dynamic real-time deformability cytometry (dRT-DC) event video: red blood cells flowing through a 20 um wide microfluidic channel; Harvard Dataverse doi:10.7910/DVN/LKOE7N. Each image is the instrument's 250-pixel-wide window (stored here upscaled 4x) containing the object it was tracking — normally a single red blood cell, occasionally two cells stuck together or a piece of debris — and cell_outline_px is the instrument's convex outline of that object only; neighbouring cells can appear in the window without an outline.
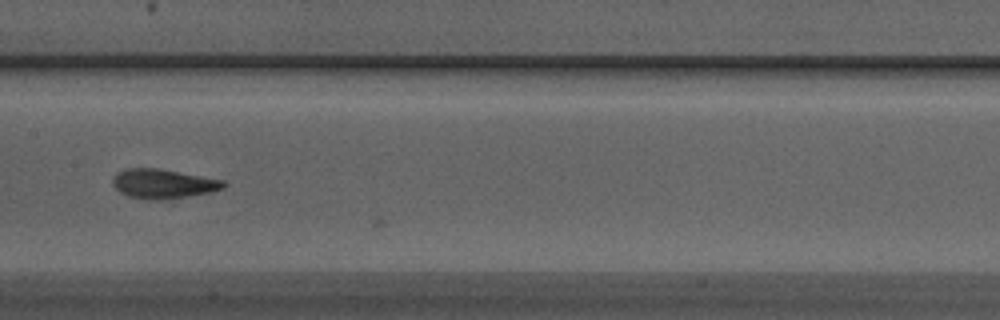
{"species": "Egyptian fruit bat (a non-hibernating species)", "species_latin": "Rousettus aegyptiacus", "temperature_condition": "warm", "stored_images_in_passage": 16, "camera_frame_rate_fps": 3000, "um_per_image_px": 0.085, "animal": {"sex": "male"}, "frame": {"image": 1, "passage_image": 15, "time_ms": 4.667, "image_size_px": [1000, 320], "cell_outline_px": [[228, 184], [224, 188], [212, 192], [188, 196], [160, 200], [148, 200], [128, 196], [120, 192], [112, 184], [112, 180], [116, 172], [128, 168], [156, 168], [224, 180]], "centroid_in_image_um": [13.87, 15.62], "position_along_channel_um": 193.5, "area_um2": 19.02}}